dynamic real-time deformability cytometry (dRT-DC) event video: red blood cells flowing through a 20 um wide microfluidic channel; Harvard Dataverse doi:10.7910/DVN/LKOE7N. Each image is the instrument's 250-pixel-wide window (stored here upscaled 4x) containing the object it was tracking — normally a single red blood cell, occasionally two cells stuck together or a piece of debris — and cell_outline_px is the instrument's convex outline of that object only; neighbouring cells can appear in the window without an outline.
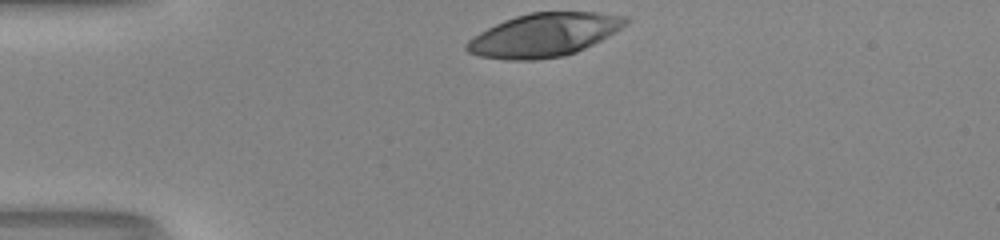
{"species": "human", "species_latin": "Homo sapiens", "temperature_condition": "room temperature", "stored_images_in_passage": 30, "camera_frame_rate_fps": 3000, "um_per_image_px": 0.085, "donor": {"sex": "male"}, "frame": {"image": 1, "passage_image": 1, "time_ms": 0.0, "image_size_px": [1000, 240], "cell_outline_px": [[628, 24], [608, 36], [576, 52], [564, 56], [536, 60], [508, 60], [480, 56], [468, 52], [464, 48], [464, 44], [468, 40], [480, 32], [504, 20], [528, 12], [596, 12], [628, 16]], "centroid_in_image_um": [46.24, 2.97], "position_along_channel_um": 38.8, "area_um2": 40.17}}
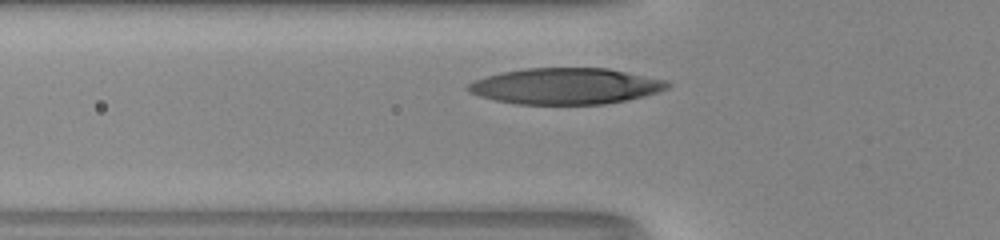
{"frame": {"image": 2, "passage_image": 7, "time_ms": 2.0, "image_size_px": [1000, 240], "cell_outline_px": [[672, 84], [668, 88], [644, 96], [628, 100], [604, 104], [516, 104], [496, 100], [480, 96], [468, 92], [464, 88], [468, 84], [476, 80], [500, 72], [524, 68], [608, 68], [668, 80]], "centroid_in_image_um": [48.1, 7.32], "position_along_channel_um": 77.7, "area_um2": 42.14}}
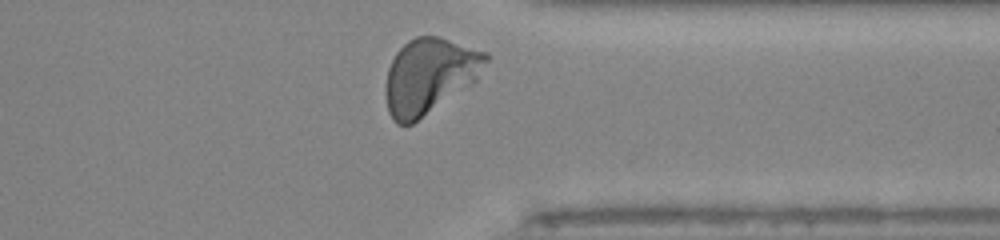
{"frame": {"image": 3, "passage_image": 29, "time_ms": 9.333, "image_size_px": [1000, 240], "cell_outline_px": [[488, 60], [476, 80], [472, 84], [412, 124], [396, 124], [392, 120], [388, 112], [384, 92], [384, 88], [388, 68], [396, 52], [408, 40], [416, 36], [440, 36], [488, 52]], "centroid_in_image_um": [36.48, 6.44], "position_along_channel_um": 374.9, "area_um2": 44.27}, "authors_computed_cell_mechanics": {"area_um2": 41.2981, "velocity_mm_per_s": 4.088, "shape_relaxation_time_tau1_ms": 2.5914, "shape_relaxation_time_tau2_ms": null, "deformation_change_tau1": 0.1918, "deformation_change_tau2": null}}